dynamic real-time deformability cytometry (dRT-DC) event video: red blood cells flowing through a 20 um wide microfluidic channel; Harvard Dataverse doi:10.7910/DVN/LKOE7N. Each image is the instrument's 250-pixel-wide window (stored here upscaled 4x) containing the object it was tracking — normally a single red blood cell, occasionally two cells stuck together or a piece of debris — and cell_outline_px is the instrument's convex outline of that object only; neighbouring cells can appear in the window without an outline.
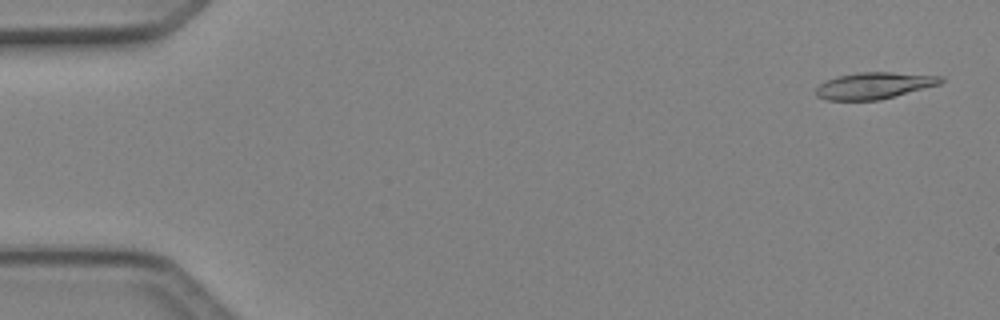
{"species": "Egyptian fruit bat (a non-hibernating species)", "species_latin": "Rousettus aegyptiacus", "temperature_condition": "cold", "stored_images_in_passage": 49, "camera_frame_rate_fps": 3000, "um_per_image_px": 0.085, "animal": {"sex": "female"}, "frame": {"image": 1, "passage_image": 2, "time_ms": 0.333, "image_size_px": [1000, 320], "cell_outline_px": [[944, 80], [940, 84], [880, 100], [828, 100], [816, 96], [816, 88], [824, 80], [836, 76], [856, 72], [892, 72], [944, 76]], "centroid_in_image_um": [74.29, 7.26], "position_along_channel_um": 10.7, "area_um2": 19.48}}
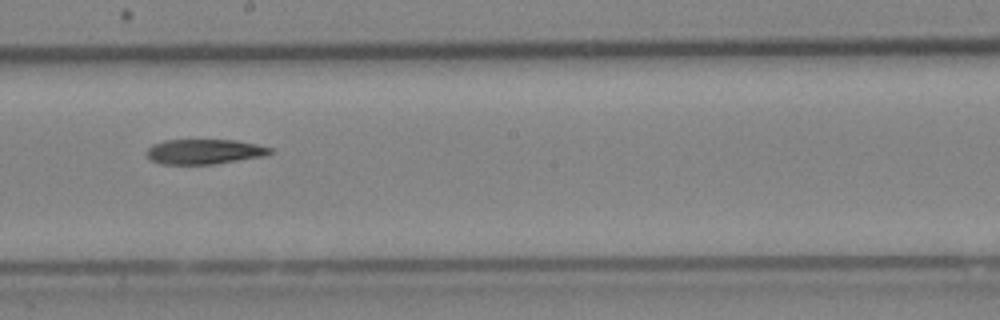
{"frame": {"image": 2, "passage_image": 28, "time_ms": 9.0, "image_size_px": [1000, 320], "cell_outline_px": [[276, 152], [264, 156], [212, 164], [160, 164], [152, 160], [148, 156], [148, 148], [152, 144], [164, 140], [236, 140], [256, 144], [272, 148]], "centroid_in_image_um": [17.4, 12.88], "position_along_channel_um": 230.8, "area_um2": 17.92}}
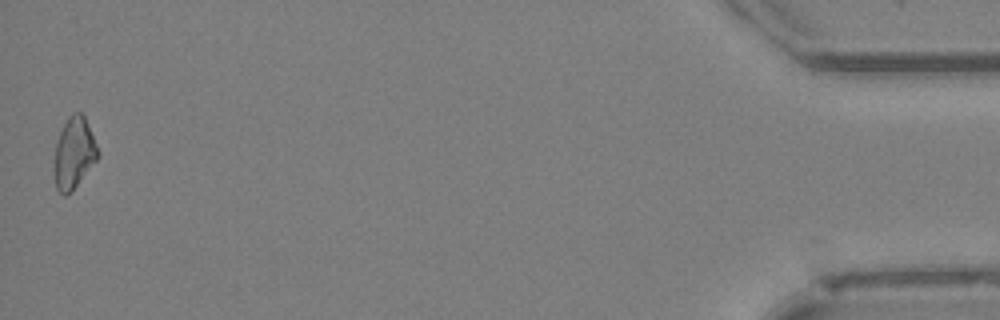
{"frame": {"image": 3, "passage_image": 49, "time_ms": 16.0, "image_size_px": [1000, 320], "cell_outline_px": [[100, 156], [72, 192], [64, 196], [56, 188], [56, 144], [60, 132], [68, 116], [72, 112], [80, 112], [84, 116], [100, 152]], "centroid_in_image_um": [6.33, 13.01], "position_along_channel_um": 428.9, "area_um2": 17.8}, "authors_computed_cell_mechanics": {"area_um2": 19.0162, "velocity_mm_per_s": 4.1272, "shape_relaxation_time_tau1_ms": 7.5071, "shape_relaxation_time_tau2_ms": null, "deformation_change_tau1": 0.1666, "deformation_change_tau2": null}}